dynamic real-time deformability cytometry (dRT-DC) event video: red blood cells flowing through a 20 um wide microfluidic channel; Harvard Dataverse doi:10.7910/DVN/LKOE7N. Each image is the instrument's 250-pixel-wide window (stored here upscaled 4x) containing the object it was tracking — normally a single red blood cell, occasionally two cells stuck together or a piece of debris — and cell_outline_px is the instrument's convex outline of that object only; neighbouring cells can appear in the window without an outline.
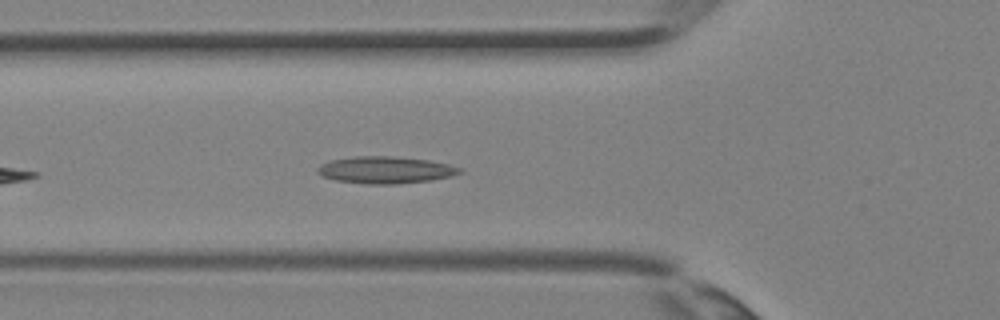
{"species": "Egyptian fruit bat (a non-hibernating species)", "species_latin": "Rousettus aegyptiacus", "temperature_condition": "room temperature", "stored_images_in_passage": 11, "camera_frame_rate_fps": 3000, "um_per_image_px": 0.085, "animal": {"sex": "female"}, "frame": {"image": 1, "passage_image": 4, "time_ms": 1.0, "image_size_px": [1000, 320], "cell_outline_px": [[464, 172], [452, 176], [432, 180], [396, 184], [364, 184], [336, 180], [320, 176], [316, 172], [316, 168], [320, 164], [328, 160], [352, 156], [392, 156], [428, 160], [448, 164], [460, 168]], "centroid_in_image_um": [32.71, 14.44], "position_along_channel_um": 93.1, "area_um2": 22.66}}
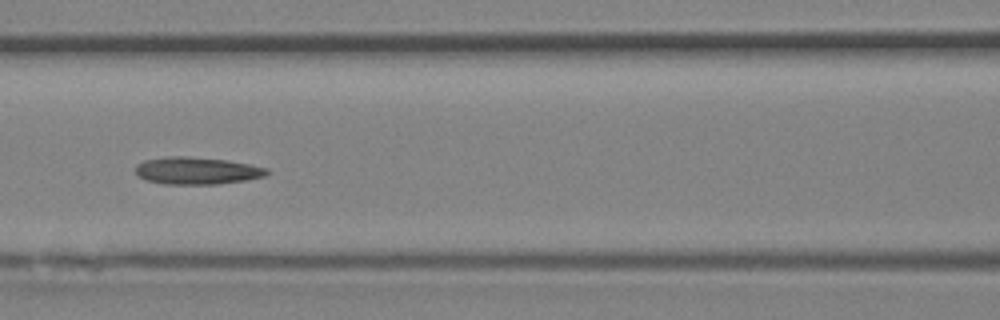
{"frame": {"image": 2, "passage_image": 7, "time_ms": 2.0, "image_size_px": [1000, 320], "cell_outline_px": [[268, 172], [264, 176], [244, 180], [216, 184], [164, 184], [144, 180], [136, 176], [136, 164], [144, 160], [168, 156], [184, 156], [228, 160], [268, 168]], "centroid_in_image_um": [16.67, 14.51], "position_along_channel_um": 149.9, "area_um2": 20.87}}